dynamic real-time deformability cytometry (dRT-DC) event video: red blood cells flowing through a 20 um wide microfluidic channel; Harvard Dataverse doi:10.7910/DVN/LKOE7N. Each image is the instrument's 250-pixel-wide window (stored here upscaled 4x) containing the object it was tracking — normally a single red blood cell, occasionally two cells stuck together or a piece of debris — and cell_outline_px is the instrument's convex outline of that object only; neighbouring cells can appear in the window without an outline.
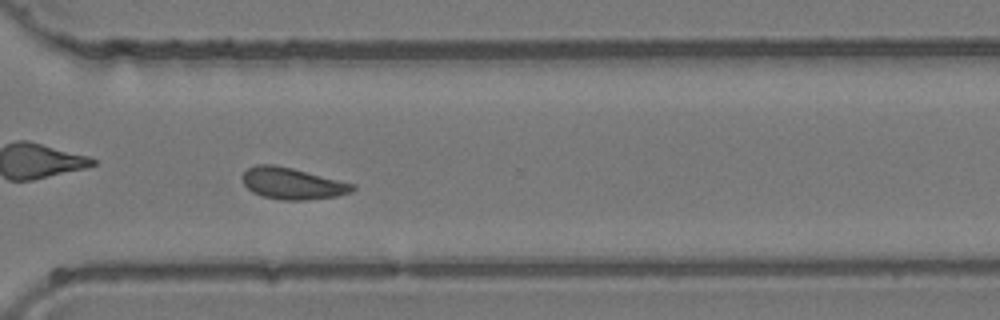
{"species": "common noctule bat (a hibernating species)", "species_latin": "Nyctalus noctula", "temperature_condition": "room temperature", "stored_images_in_passage": 46, "camera_frame_rate_fps": 3000, "um_per_image_px": 0.085, "animal": {"sex": "female", "body_mass_g": 24.6, "forearm_length_mm": 56.2}, "frame": {"image": 1, "passage_image": 33, "time_ms": 10.667, "image_size_px": [1000, 320], "cell_outline_px": [[356, 188], [352, 192], [336, 196], [304, 200], [280, 200], [264, 196], [252, 192], [244, 184], [244, 172], [248, 168], [256, 164], [272, 164], [292, 168], [356, 184]], "centroid_in_image_um": [24.88, 15.59], "position_along_channel_um": 345.7, "area_um2": 20.11}}
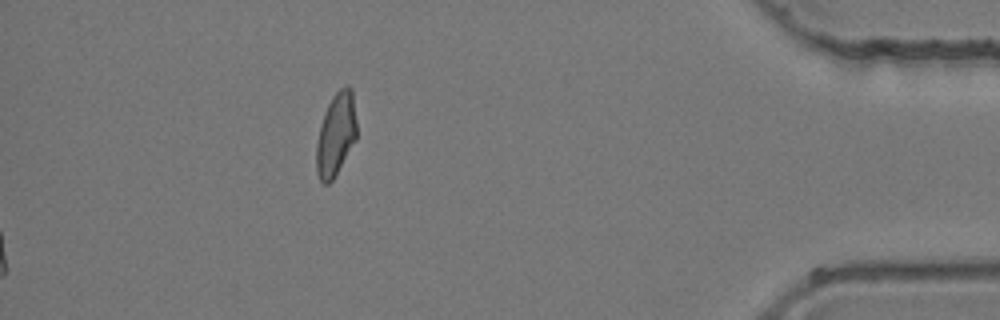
{"frame": {"image": 2, "passage_image": 46, "time_ms": 15.0, "image_size_px": [1000, 320], "cell_outline_px": [[356, 140], [332, 180], [328, 184], [324, 184], [320, 180], [316, 172], [316, 144], [320, 124], [324, 112], [332, 96], [340, 88], [348, 84], [352, 88], [356, 120]], "centroid_in_image_um": [28.54, 11.4], "position_along_channel_um": 406.7, "area_um2": 19.59}}